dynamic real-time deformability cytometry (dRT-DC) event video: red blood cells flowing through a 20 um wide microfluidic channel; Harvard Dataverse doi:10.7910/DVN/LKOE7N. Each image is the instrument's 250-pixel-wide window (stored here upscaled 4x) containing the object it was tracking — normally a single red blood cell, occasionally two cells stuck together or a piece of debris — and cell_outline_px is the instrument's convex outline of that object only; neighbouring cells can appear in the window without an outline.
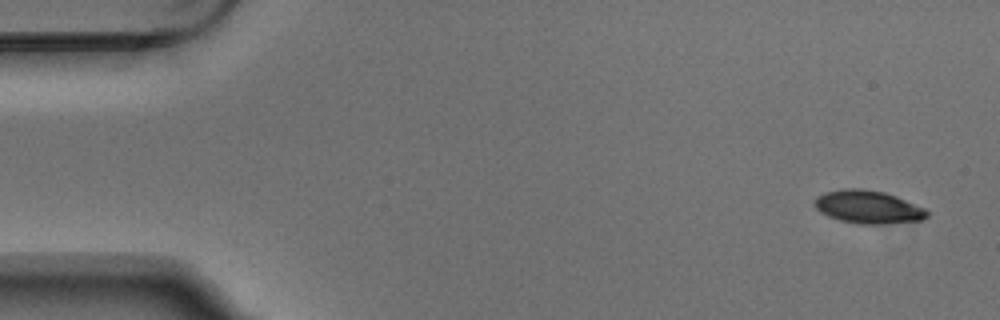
{"species": "Egyptian fruit bat (a non-hibernating species)", "species_latin": "Rousettus aegyptiacus", "temperature_condition": "warm", "stored_images_in_passage": 6, "camera_frame_rate_fps": 3000, "um_per_image_px": 0.085, "animal": {"sex": "male"}, "frame": {"image": 1, "passage_image": 1, "time_ms": 0.0, "image_size_px": [1000, 320], "cell_outline_px": [[928, 216], [924, 220], [876, 224], [860, 224], [840, 220], [828, 216], [820, 212], [816, 208], [816, 196], [824, 192], [844, 188], [860, 188], [884, 192], [896, 196], [924, 208], [928, 212]], "centroid_in_image_um": [73.78, 17.59], "position_along_channel_um": 11.2, "area_um2": 21.5}}
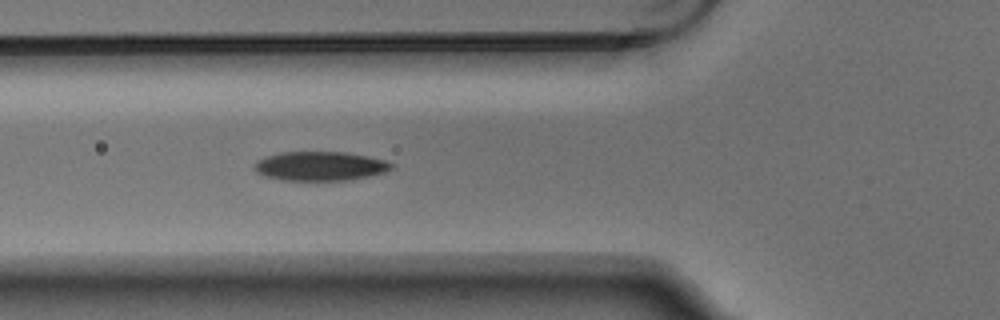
{"frame": {"image": 2, "passage_image": 6, "time_ms": 1.667, "image_size_px": [1000, 320], "cell_outline_px": [[396, 164], [392, 168], [384, 172], [352, 180], [284, 180], [264, 176], [256, 172], [252, 168], [252, 164], [256, 160], [264, 156], [280, 152], [344, 152], [368, 156], [384, 160]], "centroid_in_image_um": [27.16, 14.11], "position_along_channel_um": 98.6, "area_um2": 23.52}}